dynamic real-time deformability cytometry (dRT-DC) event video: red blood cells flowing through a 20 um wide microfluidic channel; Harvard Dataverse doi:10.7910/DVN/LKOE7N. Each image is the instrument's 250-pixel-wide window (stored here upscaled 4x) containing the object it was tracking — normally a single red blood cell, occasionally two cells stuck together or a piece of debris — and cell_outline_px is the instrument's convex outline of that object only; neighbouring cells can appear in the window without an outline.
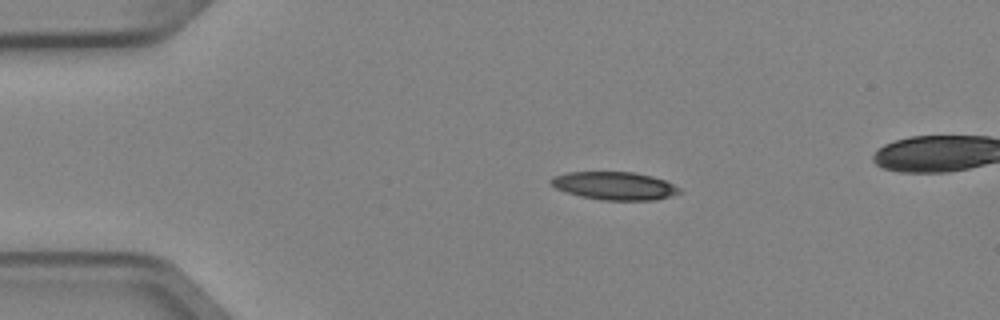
{"species": "Egyptian fruit bat (a non-hibernating species)", "species_latin": "Rousettus aegyptiacus", "temperature_condition": "cold", "stored_images_in_passage": 3, "camera_frame_rate_fps": 3000, "um_per_image_px": 0.085, "animal": {"sex": "female"}, "frame": {"image": 1, "passage_image": 1, "time_ms": 0.0, "image_size_px": [1000, 320], "cell_outline_px": [[680, 192], [656, 200], [600, 200], [580, 196], [556, 188], [548, 180], [552, 176], [564, 172], [636, 172], [652, 176], [664, 180], [680, 188]], "centroid_in_image_um": [52.19, 15.78], "position_along_channel_um": 32.8, "area_um2": 20.92}}
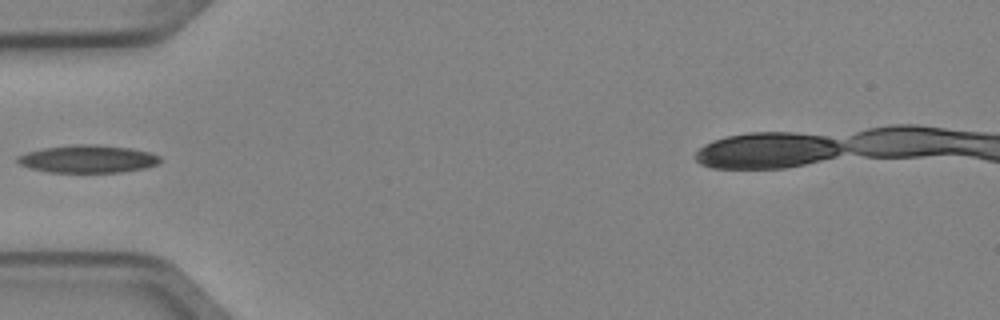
{"frame": {"image": 2, "passage_image": 3, "time_ms": 0.667, "image_size_px": [1000, 320], "cell_outline_px": [[160, 160], [156, 164], [144, 168], [120, 172], [48, 172], [28, 168], [20, 164], [16, 160], [16, 156], [28, 152], [44, 148], [76, 144], [96, 144], [132, 148], [152, 152], [160, 156]], "centroid_in_image_um": [7.46, 13.5], "position_along_channel_um": 77.5, "area_um2": 23.06}}